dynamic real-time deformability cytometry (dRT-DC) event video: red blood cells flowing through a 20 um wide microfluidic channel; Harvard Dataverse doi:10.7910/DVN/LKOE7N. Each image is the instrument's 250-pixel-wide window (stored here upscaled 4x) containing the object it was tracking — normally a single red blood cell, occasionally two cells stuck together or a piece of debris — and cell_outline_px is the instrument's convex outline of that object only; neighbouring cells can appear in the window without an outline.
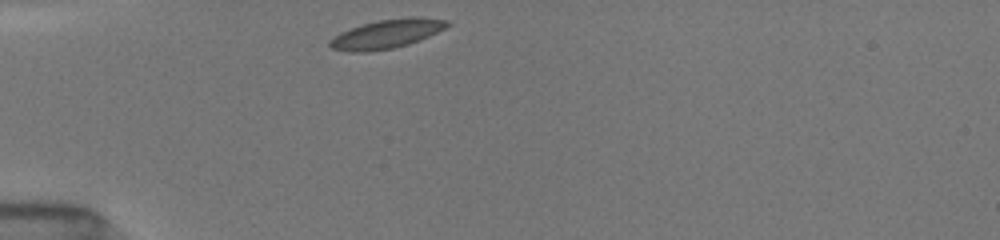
{"species": "common noctule bat (a hibernating species)", "species_latin": "Nyctalus noctula", "temperature_condition": "room temperature", "stored_images_in_passage": 32, "camera_frame_rate_fps": 3000, "um_per_image_px": 0.085, "animal": {"sex": "female", "body_mass_g": 19.5, "forearm_length_mm": 54.1}, "frame": {"image": 1, "passage_image": 1, "time_ms": 0.0, "image_size_px": [1000, 240], "cell_outline_px": [[452, 24], [420, 40], [408, 44], [392, 48], [368, 52], [348, 52], [332, 48], [328, 44], [328, 40], [332, 36], [340, 32], [364, 24], [380, 20], [412, 16], [416, 16], [452, 20]], "centroid_in_image_um": [32.88, 2.88], "position_along_channel_um": 52.1, "area_um2": 19.88}}
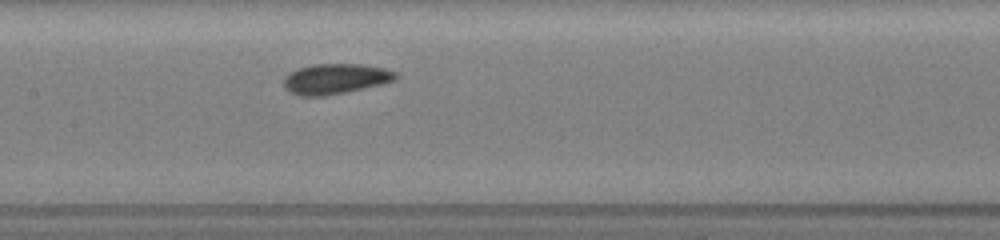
{"frame": {"image": 2, "passage_image": 12, "time_ms": 3.667, "image_size_px": [1000, 240], "cell_outline_px": [[400, 76], [396, 80], [380, 84], [344, 92], [324, 96], [300, 96], [288, 92], [284, 88], [284, 76], [288, 72], [296, 68], [312, 64], [364, 64], [384, 68], [396, 72]], "centroid_in_image_um": [28.47, 6.69], "position_along_channel_um": 178.9, "area_um2": 20.0}}
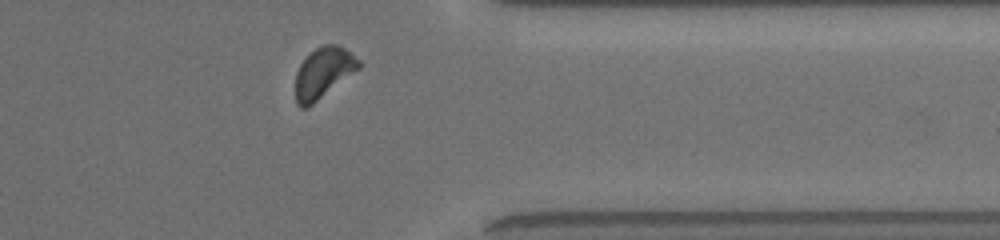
{"frame": {"image": 3, "passage_image": 28, "time_ms": 9.0, "image_size_px": [1000, 240], "cell_outline_px": [[364, 64], [360, 68], [308, 108], [300, 108], [296, 104], [296, 72], [300, 64], [320, 44], [336, 44], [344, 48], [360, 60]], "centroid_in_image_um": [27.5, 6.19], "position_along_channel_um": 383.9, "area_um2": 18.73}, "authors_computed_cell_mechanics": {"area_um2": 19.3052, "velocity_mm_per_s": 3.9604, "shape_relaxation_time_tau1_ms": 2.3831, "shape_relaxation_time_tau2_ms": 7.4083, "deformation_change_tau1": 0.0756, "deformation_change_tau2": 0.1183}}